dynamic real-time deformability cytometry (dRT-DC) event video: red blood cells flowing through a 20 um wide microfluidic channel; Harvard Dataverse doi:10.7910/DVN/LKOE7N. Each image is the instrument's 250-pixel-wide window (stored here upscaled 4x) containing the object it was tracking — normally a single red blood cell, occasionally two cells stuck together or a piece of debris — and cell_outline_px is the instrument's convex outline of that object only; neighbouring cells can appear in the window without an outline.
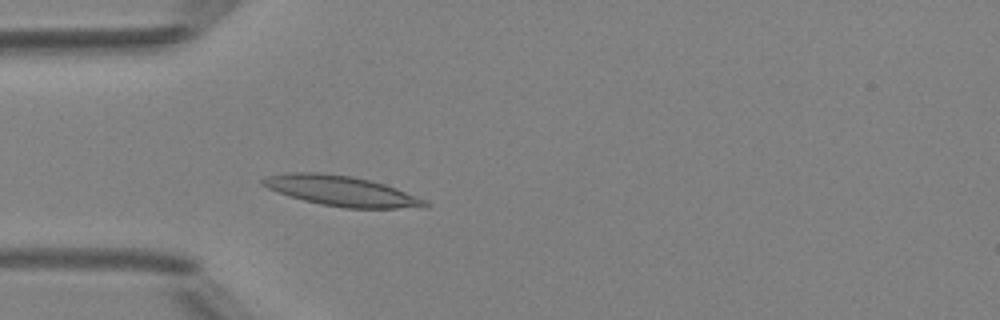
{"species": "Egyptian fruit bat (a non-hibernating species)", "species_latin": "Rousettus aegyptiacus", "temperature_condition": "room temperature", "stored_images_in_passage": 45, "camera_frame_rate_fps": 3000, "um_per_image_px": 0.085, "animal": {"sex": "female"}, "frame": {"image": 1, "passage_image": 11, "time_ms": 3.333, "image_size_px": [1000, 320], "cell_outline_px": [[432, 204], [428, 208], [344, 208], [320, 204], [288, 196], [268, 188], [260, 184], [260, 180], [268, 176], [288, 172], [320, 172], [352, 176], [384, 184], [396, 188], [428, 200]], "centroid_in_image_um": [29.07, 16.24], "position_along_channel_um": 55.9, "area_um2": 28.78}}
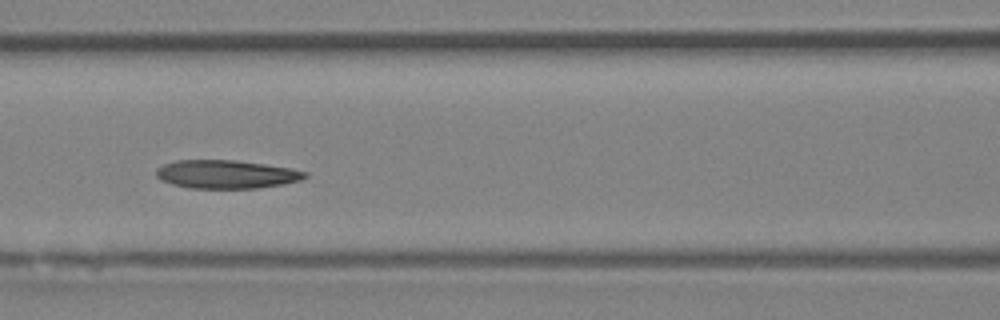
{"frame": {"image": 2, "passage_image": 18, "time_ms": 5.667, "image_size_px": [1000, 320], "cell_outline_px": [[308, 176], [300, 180], [284, 184], [256, 188], [188, 188], [172, 184], [160, 180], [156, 176], [156, 168], [164, 164], [176, 160], [236, 160], [264, 164], [288, 168], [308, 172]], "centroid_in_image_um": [19.21, 14.81], "position_along_channel_um": 147.4, "area_um2": 24.62}}
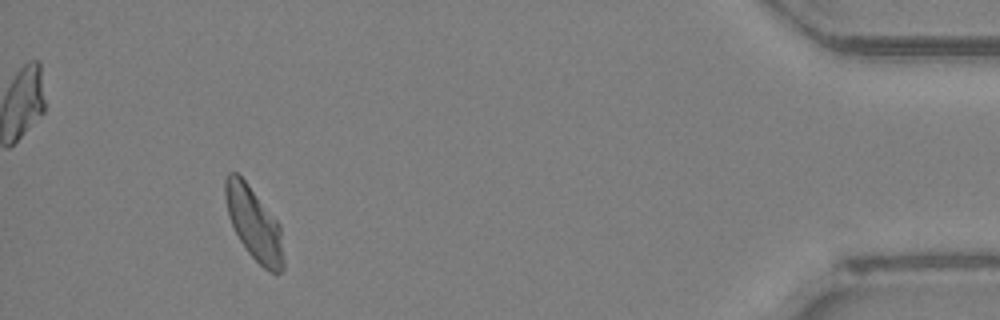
{"frame": {"image": 3, "passage_image": 42, "time_ms": 13.667, "image_size_px": [1000, 320], "cell_outline_px": [[284, 268], [276, 276], [264, 268], [248, 252], [240, 240], [228, 216], [224, 196], [224, 176], [228, 172], [236, 172], [248, 184], [280, 224], [284, 260]], "centroid_in_image_um": [21.59, 19.01], "position_along_channel_um": 413.6, "area_um2": 24.74}, "authors_computed_cell_mechanics": {"area_um2": 24.9696, "velocity_mm_per_s": 4.1519, "shape_relaxation_time_tau1_ms": 9.2884, "shape_relaxation_time_tau2_ms": 4.0992, "deformation_change_tau1": 0.1917, "deformation_change_tau2": 0.1024}}